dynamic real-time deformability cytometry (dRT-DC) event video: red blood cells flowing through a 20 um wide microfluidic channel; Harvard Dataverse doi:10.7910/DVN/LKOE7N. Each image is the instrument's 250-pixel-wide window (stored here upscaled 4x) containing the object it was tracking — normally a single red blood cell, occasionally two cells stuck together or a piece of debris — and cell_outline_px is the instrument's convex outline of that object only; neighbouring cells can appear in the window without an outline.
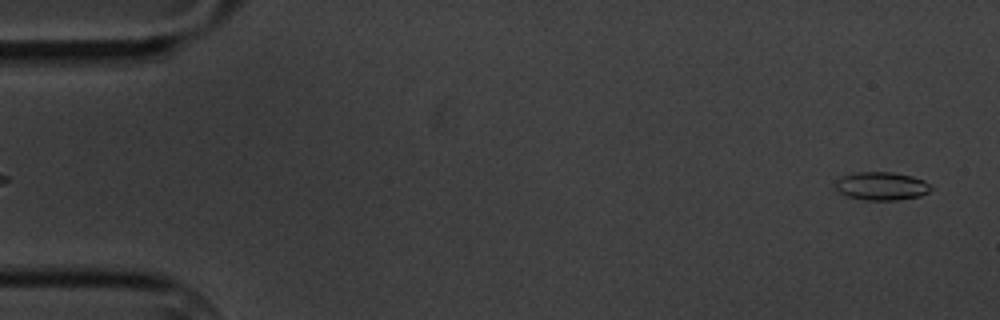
{"species": "common noctule bat (a hibernating species)", "species_latin": "Nyctalus noctula", "temperature_condition": "cold", "stored_images_in_passage": 6, "camera_frame_rate_fps": 3000, "um_per_image_px": 0.085, "animal": {"sex": "male", "body_mass_g": 20.1, "forearm_length_mm": 53.5}, "frame": {"image": 1, "passage_image": 6, "time_ms": 6.667, "image_size_px": [1000, 320], "cell_outline_px": [[932, 188], [928, 192], [920, 196], [896, 200], [864, 200], [848, 196], [840, 192], [836, 188], [836, 180], [840, 176], [856, 172], [892, 172], [912, 176], [924, 180], [932, 184]], "centroid_in_image_um": [74.95, 15.81], "position_along_channel_um": 10.1, "area_um2": 15.78}}